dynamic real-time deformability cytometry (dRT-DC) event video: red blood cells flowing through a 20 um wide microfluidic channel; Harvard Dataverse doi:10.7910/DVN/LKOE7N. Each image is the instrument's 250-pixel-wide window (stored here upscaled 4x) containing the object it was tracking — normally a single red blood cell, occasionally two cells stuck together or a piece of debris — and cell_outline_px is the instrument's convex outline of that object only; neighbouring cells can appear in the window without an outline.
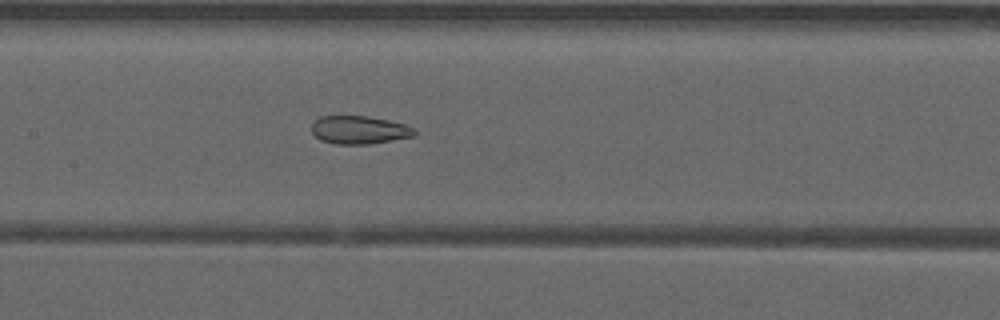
{"species": "common noctule bat (a hibernating species)", "species_latin": "Nyctalus noctula", "temperature_condition": "warm", "stored_images_in_passage": 43, "camera_frame_rate_fps": 3000, "um_per_image_px": 0.085, "animal": {"sex": "male", "forearm_length_mm": 52.5}, "frame": {"image": 1, "passage_image": 19, "time_ms": 6.0, "image_size_px": [1000, 320], "cell_outline_px": [[416, 136], [368, 144], [336, 144], [320, 140], [312, 132], [312, 124], [320, 116], [368, 116], [388, 120], [404, 124], [416, 128]], "centroid_in_image_um": [30.56, 11.04], "position_along_channel_um": 176.8, "area_um2": 16.88}}
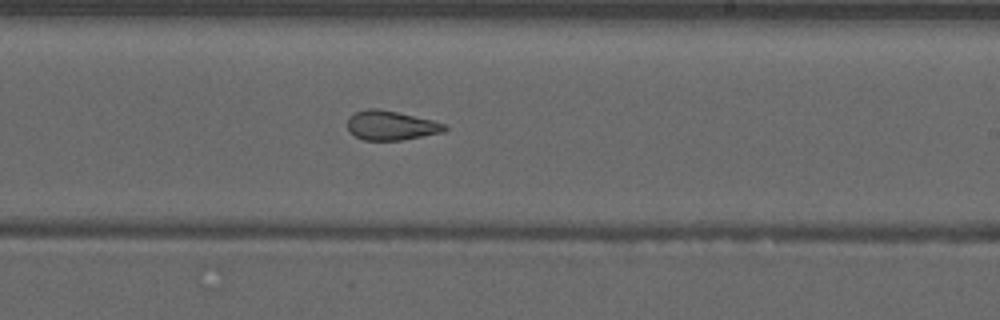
{"frame": {"image": 2, "passage_image": 25, "time_ms": 8.0, "image_size_px": [1000, 320], "cell_outline_px": [[448, 128], [444, 132], [400, 140], [364, 140], [348, 132], [348, 120], [356, 112], [368, 108], [376, 108], [396, 112], [432, 120], [444, 124]], "centroid_in_image_um": [33.23, 10.67], "position_along_channel_um": 255.8, "area_um2": 16.36}}
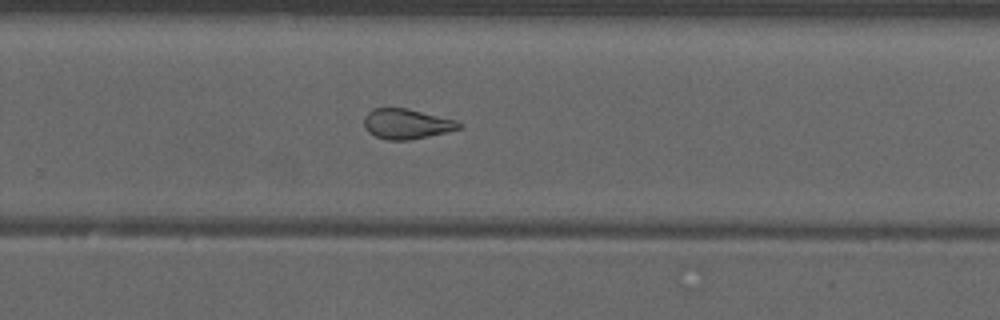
{"frame": {"image": 3, "passage_image": 28, "time_ms": 9.0, "image_size_px": [1000, 320], "cell_outline_px": [[464, 124], [460, 128], [428, 136], [408, 140], [388, 140], [376, 136], [368, 132], [364, 128], [364, 116], [372, 108], [408, 108], [456, 120]], "centroid_in_image_um": [34.54, 10.52], "position_along_channel_um": 295.3, "area_um2": 16.65}, "authors_computed_cell_mechanics": {"area_um2": 17.8602, "velocity_mm_per_s": 3.9579, "shape_relaxation_time_tau1_ms": null, "shape_relaxation_time_tau2_ms": 2.3919, "deformation_change_tau1": null, "deformation_change_tau2": 0.1029}}